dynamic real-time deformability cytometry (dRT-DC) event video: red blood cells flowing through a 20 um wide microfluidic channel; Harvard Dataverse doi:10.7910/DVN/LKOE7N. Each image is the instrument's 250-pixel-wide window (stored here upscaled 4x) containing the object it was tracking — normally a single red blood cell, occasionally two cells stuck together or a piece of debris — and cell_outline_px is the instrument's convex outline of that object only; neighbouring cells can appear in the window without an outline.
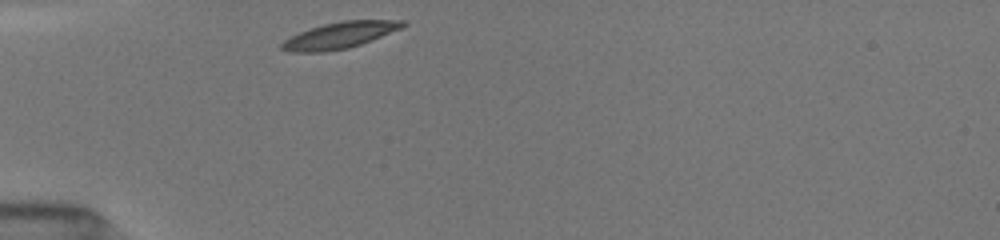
{"species": "common noctule bat (a hibernating species)", "species_latin": "Nyctalus noctula", "temperature_condition": "room temperature", "stored_images_in_passage": 29, "camera_frame_rate_fps": 3000, "um_per_image_px": 0.085, "animal": {"sex": "female", "body_mass_g": 19.5, "forearm_length_mm": 54.1}, "frame": {"image": 1, "passage_image": 1, "time_ms": 0.0, "image_size_px": [1000, 240], "cell_outline_px": [[408, 24], [400, 28], [372, 40], [348, 48], [324, 52], [292, 52], [280, 48], [280, 44], [284, 40], [308, 28], [324, 24], [344, 20], [404, 20]], "centroid_in_image_um": [28.86, 2.99], "position_along_channel_um": 56.1, "area_um2": 18.44}}
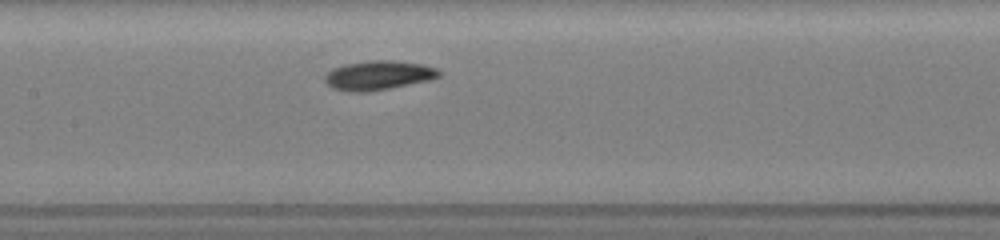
{"frame": {"image": 2, "passage_image": 11, "time_ms": 3.333, "image_size_px": [1000, 240], "cell_outline_px": [[440, 76], [428, 80], [368, 92], [348, 92], [332, 88], [324, 80], [324, 76], [332, 68], [344, 64], [372, 60], [388, 60], [420, 64], [436, 68], [440, 72]], "centroid_in_image_um": [32.1, 6.4], "position_along_channel_um": 175.3, "area_um2": 19.25}}
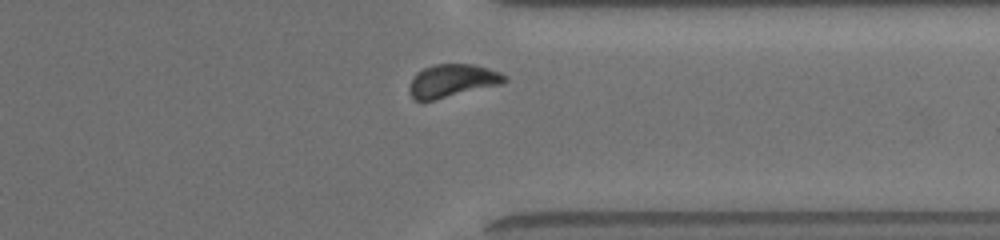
{"frame": {"image": 3, "passage_image": 26, "time_ms": 8.333, "image_size_px": [1000, 240], "cell_outline_px": [[508, 80], [500, 84], [436, 100], [416, 100], [412, 96], [408, 88], [416, 72], [424, 68], [436, 64], [472, 64], [488, 68], [500, 72], [508, 76]], "centroid_in_image_um": [38.46, 6.86], "position_along_channel_um": 372.9, "area_um2": 18.21}, "authors_computed_cell_mechanics": {"area_um2": 18.3804, "velocity_mm_per_s": 3.9628, "shape_relaxation_time_tau1_ms": 1.5838, "shape_relaxation_time_tau2_ms": 6.7766, "deformation_change_tau1": 0.0956, "deformation_change_tau2": 0.0732}}